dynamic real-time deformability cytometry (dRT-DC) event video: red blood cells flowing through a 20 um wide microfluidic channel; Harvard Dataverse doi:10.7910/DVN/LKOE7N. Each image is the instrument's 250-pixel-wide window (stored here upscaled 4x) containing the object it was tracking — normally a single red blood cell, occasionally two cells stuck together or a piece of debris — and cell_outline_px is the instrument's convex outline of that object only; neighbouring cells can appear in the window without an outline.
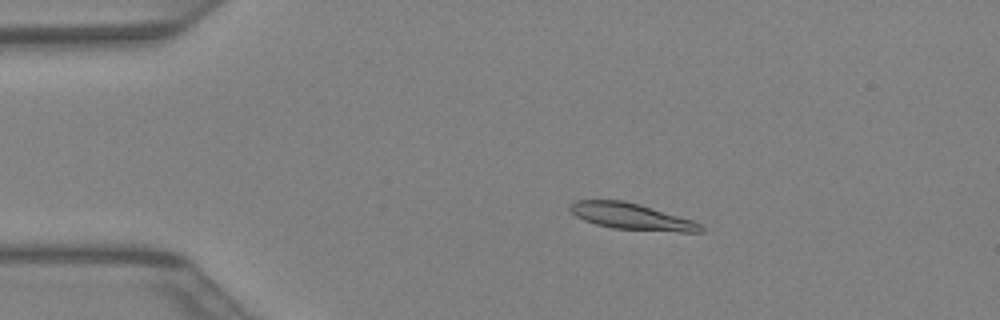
{"species": "Egyptian fruit bat (a non-hibernating species)", "species_latin": "Rousettus aegyptiacus", "temperature_condition": "warm", "stored_images_in_passage": 40, "camera_frame_rate_fps": 3000, "um_per_image_px": 0.085, "animal": {"sex": "female"}, "frame": {"image": 1, "passage_image": 7, "time_ms": 2.0, "image_size_px": [1000, 320], "cell_outline_px": [[704, 232], [680, 232], [612, 228], [596, 224], [584, 220], [576, 216], [568, 208], [568, 204], [576, 200], [624, 200], [640, 204], [692, 220], [700, 224], [704, 228]], "centroid_in_image_um": [53.66, 18.39], "position_along_channel_um": 31.3, "area_um2": 20.06}}
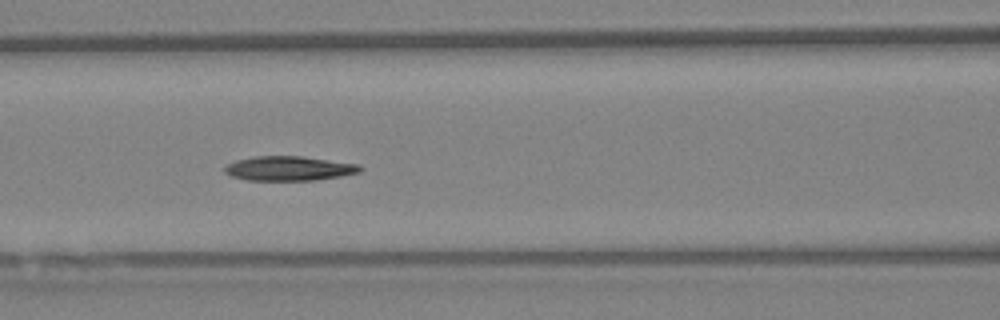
{"frame": {"image": 2, "passage_image": 17, "time_ms": 5.333, "image_size_px": [1000, 320], "cell_outline_px": [[364, 168], [360, 172], [340, 176], [316, 180], [248, 180], [232, 176], [224, 172], [224, 168], [228, 164], [236, 160], [256, 156], [300, 156], [360, 164]], "centroid_in_image_um": [24.59, 14.31], "position_along_channel_um": 142.0, "area_um2": 19.25}}
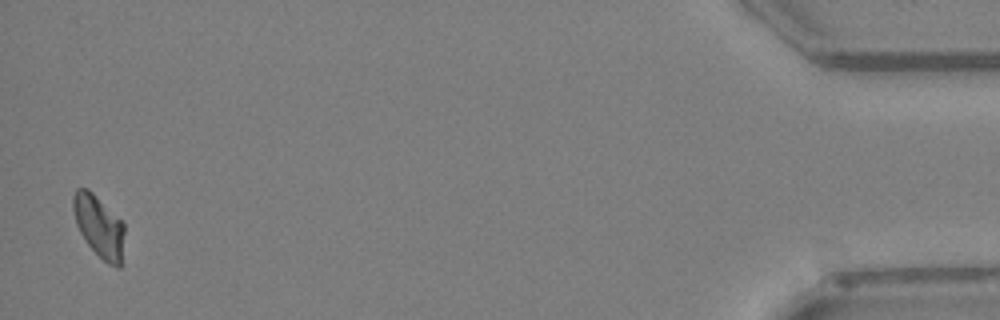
{"frame": {"image": 3, "passage_image": 40, "time_ms": 13.0, "image_size_px": [1000, 320], "cell_outline_px": [[124, 232], [120, 268], [116, 268], [108, 264], [88, 244], [80, 232], [76, 224], [72, 208], [72, 196], [76, 188], [88, 188], [124, 224]], "centroid_in_image_um": [8.39, 19.22], "position_along_channel_um": 426.8, "area_um2": 18.21}}